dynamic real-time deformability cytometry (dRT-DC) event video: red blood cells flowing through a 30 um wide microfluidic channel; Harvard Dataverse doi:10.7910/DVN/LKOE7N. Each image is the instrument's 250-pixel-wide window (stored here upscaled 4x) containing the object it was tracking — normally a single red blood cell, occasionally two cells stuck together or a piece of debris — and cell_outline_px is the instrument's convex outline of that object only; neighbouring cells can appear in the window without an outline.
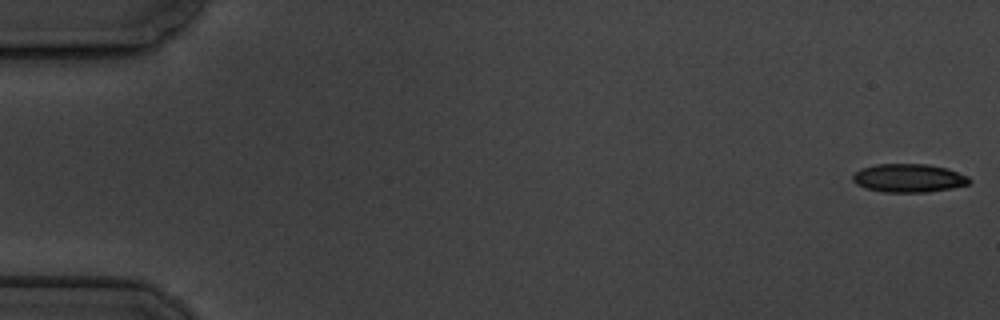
{"species": "common noctule bat (a hibernating species)", "species_latin": "Nyctalus noctula", "temperature_condition": "cold", "stored_images_in_passage": 6, "camera_frame_rate_fps": 3000, "um_per_image_px": 0.085, "animal": {"sex": "male", "body_mass_g": 19.5, "forearm_length_mm": 54.6}, "frame": {"image": 1, "passage_image": 1, "time_ms": 0.0, "image_size_px": [1000, 320], "cell_outline_px": [[972, 180], [968, 184], [952, 188], [928, 192], [884, 192], [864, 188], [856, 184], [852, 180], [852, 176], [860, 168], [876, 164], [928, 164], [948, 168], [968, 176]], "centroid_in_image_um": [77.24, 15.13], "position_along_channel_um": 7.8, "area_um2": 19.48}}
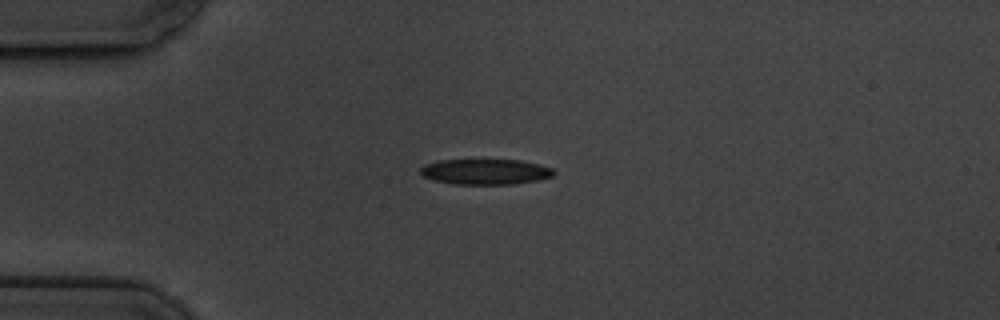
{"frame": {"image": 2, "passage_image": 5, "time_ms": 4.667, "image_size_px": [1000, 320], "cell_outline_px": [[556, 172], [552, 176], [540, 180], [512, 184], [452, 184], [436, 180], [424, 176], [420, 172], [420, 168], [424, 164], [440, 160], [520, 160], [540, 164], [552, 168]], "centroid_in_image_um": [41.29, 14.59], "position_along_channel_um": 43.7, "area_um2": 19.83}}